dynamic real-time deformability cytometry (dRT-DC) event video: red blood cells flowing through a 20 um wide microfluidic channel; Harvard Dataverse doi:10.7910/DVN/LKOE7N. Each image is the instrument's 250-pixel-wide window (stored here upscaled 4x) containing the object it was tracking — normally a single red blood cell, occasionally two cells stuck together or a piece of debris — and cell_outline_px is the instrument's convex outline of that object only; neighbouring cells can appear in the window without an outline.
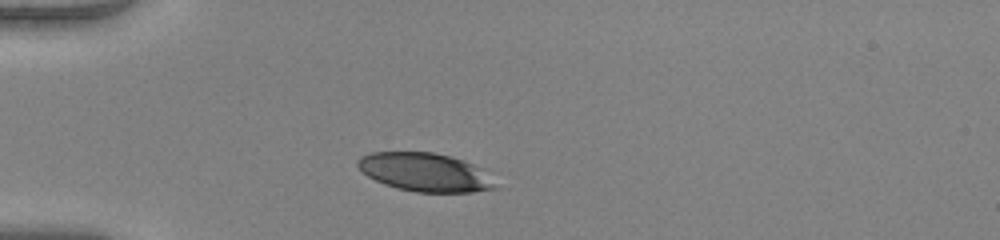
{"species": "human", "species_latin": "Homo sapiens", "temperature_condition": "warm", "stored_images_in_passage": 37, "camera_frame_rate_fps": 3000, "um_per_image_px": 0.085, "donor": {"sex": "female"}, "frame": {"image": 1, "passage_image": 1, "time_ms": 0.0, "image_size_px": [1000, 240], "cell_outline_px": [[500, 188], [472, 192], [416, 192], [396, 188], [384, 184], [368, 176], [356, 164], [356, 160], [360, 156], [372, 152], [432, 152], [448, 156], [472, 164], [480, 168]], "centroid_in_image_um": [36.1, 14.65], "position_along_channel_um": 48.9, "area_um2": 30.58}}
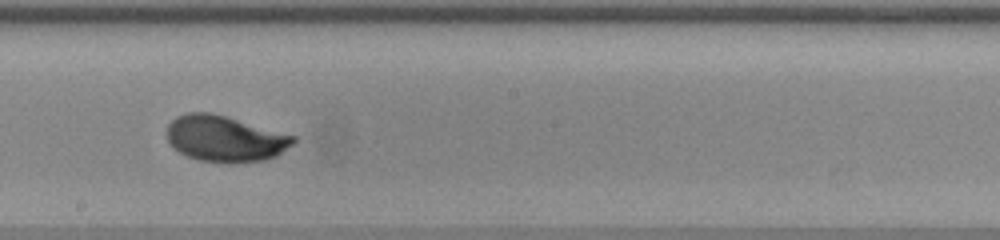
{"frame": {"image": 2, "passage_image": 16, "time_ms": 5.0, "image_size_px": [1000, 240], "cell_outline_px": [[296, 140], [292, 144], [276, 156], [264, 160], [200, 160], [188, 156], [180, 152], [168, 140], [168, 124], [176, 116], [188, 112], [208, 112], [224, 116], [296, 136]], "centroid_in_image_um": [19.12, 11.74], "position_along_channel_um": 229.1, "area_um2": 32.66}}
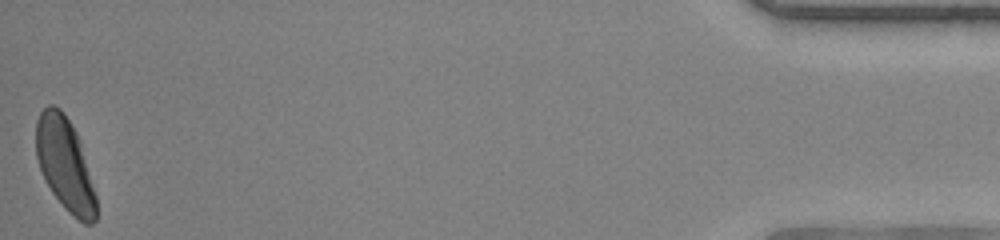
{"frame": {"image": 3, "passage_image": 37, "time_ms": 12.0, "image_size_px": [1000, 240], "cell_outline_px": [[96, 220], [92, 224], [84, 224], [68, 212], [64, 208], [52, 192], [44, 180], [36, 156], [36, 120], [40, 112], [48, 104], [52, 104], [60, 108], [64, 112], [76, 132], [80, 140], [96, 196]], "centroid_in_image_um": [5.51, 13.95], "position_along_channel_um": 429.7, "area_um2": 32.6}, "authors_computed_cell_mechanics": {"area_um2": 32.657, "velocity_mm_per_s": 4.0856, "shape_relaxation_time_tau1_ms": 2.598, "shape_relaxation_time_tau2_ms": null, "deformation_change_tau1": 0.1502, "deformation_change_tau2": null}}